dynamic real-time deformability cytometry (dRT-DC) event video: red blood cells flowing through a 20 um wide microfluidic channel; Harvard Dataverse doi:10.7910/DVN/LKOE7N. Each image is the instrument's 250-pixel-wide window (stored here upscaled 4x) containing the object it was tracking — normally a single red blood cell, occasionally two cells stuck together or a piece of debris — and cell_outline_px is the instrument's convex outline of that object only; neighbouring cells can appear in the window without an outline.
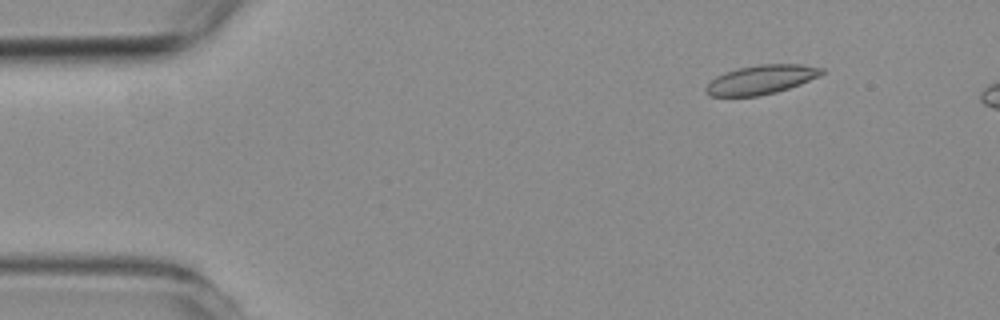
{"species": "common noctule bat (a hibernating species)", "species_latin": "Nyctalus noctula", "temperature_condition": "room temperature", "stored_images_in_passage": 7, "camera_frame_rate_fps": 3000, "um_per_image_px": 0.085, "animal": {"sex": "female", "body_mass_g": 19.3, "forearm_length_mm": 54.1}, "frame": {"image": 1, "passage_image": 2, "time_ms": 1.333, "image_size_px": [1000, 320], "cell_outline_px": [[824, 72], [820, 76], [800, 84], [776, 92], [756, 96], [712, 96], [704, 92], [704, 88], [716, 76], [724, 72], [740, 68], [760, 64], [800, 64], [824, 68]], "centroid_in_image_um": [64.7, 6.76], "position_along_channel_um": 20.3, "area_um2": 19.54}}
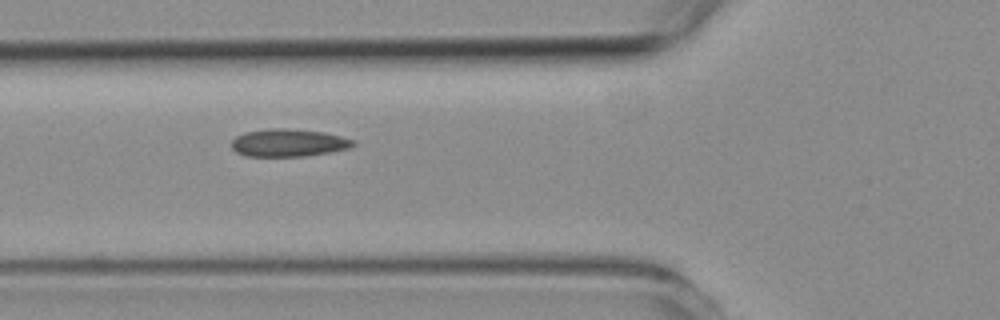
{"frame": {"image": 2, "passage_image": 6, "time_ms": 5.667, "image_size_px": [1000, 320], "cell_outline_px": [[356, 144], [348, 148], [332, 152], [304, 156], [248, 156], [236, 152], [232, 148], [232, 140], [236, 136], [244, 132], [268, 128], [288, 128], [324, 132], [356, 140]], "centroid_in_image_um": [24.53, 12.13], "position_along_channel_um": 101.3, "area_um2": 19.71}}
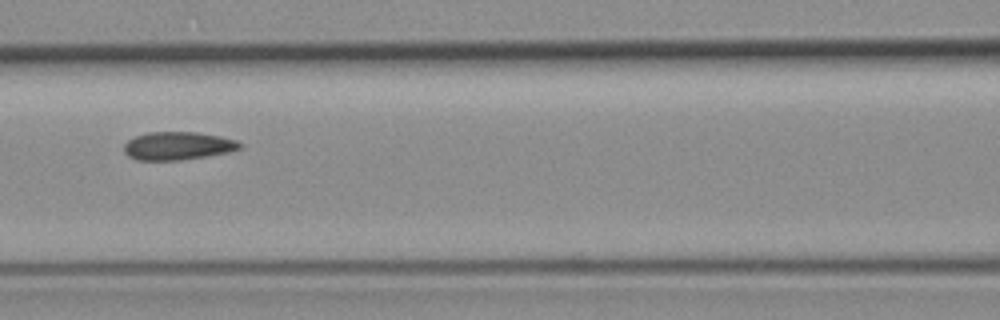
{"frame": {"image": 3, "passage_image": 7, "time_ms": 7.0, "image_size_px": [1000, 320], "cell_outline_px": [[244, 144], [240, 148], [228, 152], [180, 160], [136, 160], [128, 156], [124, 152], [124, 144], [128, 140], [136, 136], [148, 132], [196, 132], [220, 136], [236, 140]], "centroid_in_image_um": [15.1, 12.39], "position_along_channel_um": 151.5, "area_um2": 18.9}}